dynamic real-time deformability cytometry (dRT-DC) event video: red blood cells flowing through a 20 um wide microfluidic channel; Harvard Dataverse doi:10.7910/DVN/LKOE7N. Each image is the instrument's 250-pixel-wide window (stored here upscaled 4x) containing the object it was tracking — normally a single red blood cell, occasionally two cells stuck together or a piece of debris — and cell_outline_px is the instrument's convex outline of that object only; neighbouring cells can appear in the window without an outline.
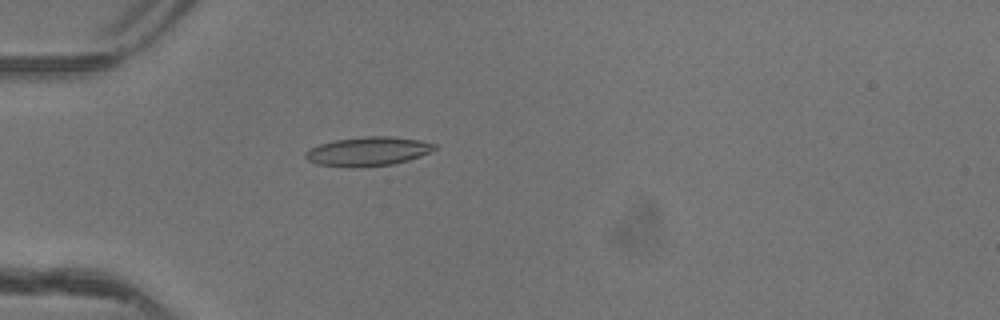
{"species": "common noctule bat (a hibernating species)", "species_latin": "Nyctalus noctula", "temperature_condition": "warm", "stored_images_in_passage": 51, "camera_frame_rate_fps": 3000, "um_per_image_px": 0.085, "animal": {"sex": "female"}, "frame": {"image": 1, "passage_image": 16, "time_ms": 5.0, "image_size_px": [1000, 320], "cell_outline_px": [[436, 148], [420, 156], [408, 160], [392, 164], [352, 168], [348, 168], [316, 164], [308, 160], [304, 156], [304, 152], [320, 144], [336, 140], [364, 136], [392, 136], [420, 140], [436, 144]], "centroid_in_image_um": [31.25, 12.87], "position_along_channel_um": 53.7, "area_um2": 21.85}}
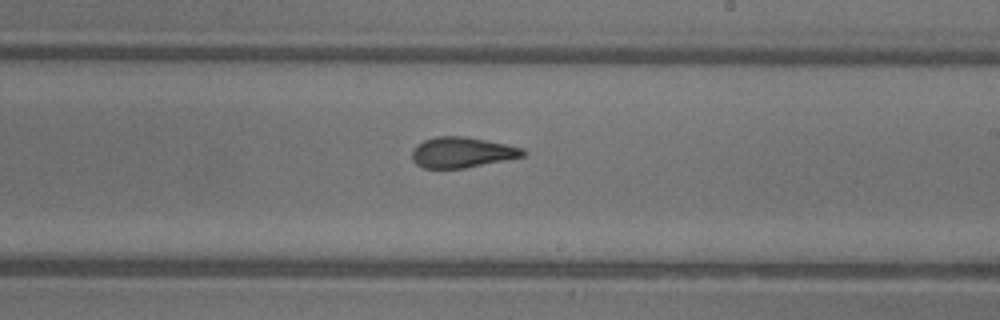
{"frame": {"image": 2, "passage_image": 31, "time_ms": 10.0, "image_size_px": [1000, 320], "cell_outline_px": [[528, 152], [524, 156], [464, 168], [424, 168], [416, 164], [412, 160], [412, 148], [416, 144], [424, 140], [436, 136], [464, 136], [524, 148]], "centroid_in_image_um": [39.24, 12.95], "position_along_channel_um": 249.8, "area_um2": 19.71}}
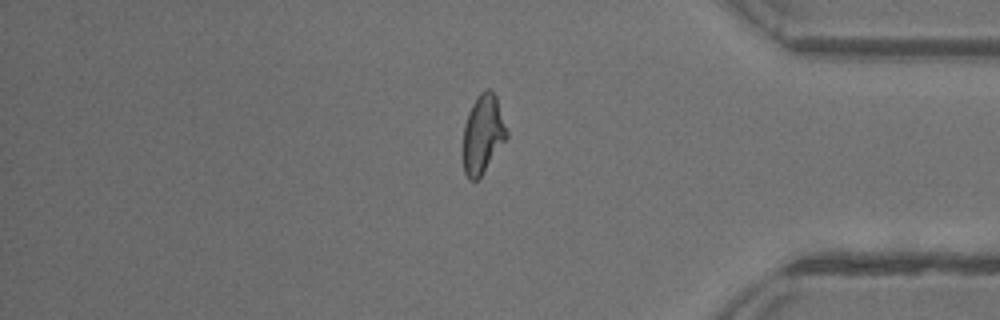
{"frame": {"image": 3, "passage_image": 43, "time_ms": 14.0, "image_size_px": [1000, 320], "cell_outline_px": [[508, 136], [480, 176], [476, 180], [468, 180], [464, 172], [464, 124], [468, 112], [476, 96], [480, 92], [488, 88], [496, 96], [508, 132]], "centroid_in_image_um": [41.04, 11.37], "position_along_channel_um": 394.2, "area_um2": 19.65}, "authors_computed_cell_mechanics": {"area_um2": 20.23, "velocity_mm_per_s": 4.1614, "shape_relaxation_time_tau1_ms": 8.196, "shape_relaxation_time_tau2_ms": 1.5071, "deformation_change_tau1": 0.251, "deformation_change_tau2": 0.0792}}